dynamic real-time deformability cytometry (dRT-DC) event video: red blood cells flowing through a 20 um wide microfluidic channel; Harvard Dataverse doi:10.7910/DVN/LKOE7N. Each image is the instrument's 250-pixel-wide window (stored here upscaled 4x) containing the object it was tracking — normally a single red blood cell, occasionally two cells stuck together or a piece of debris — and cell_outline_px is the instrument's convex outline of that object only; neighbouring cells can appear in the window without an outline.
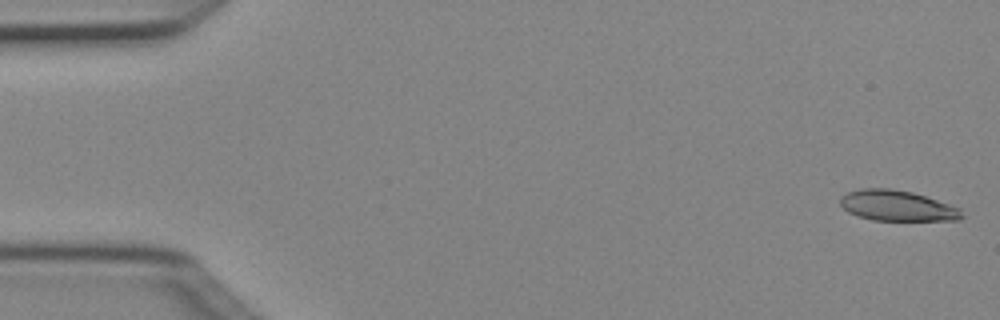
{"species": "Egyptian fruit bat (a non-hibernating species)", "species_latin": "Rousettus aegyptiacus", "temperature_condition": "cold", "stored_images_in_passage": 4, "camera_frame_rate_fps": 3000, "um_per_image_px": 0.085, "animal": {"sex": "female"}, "frame": {"image": 1, "passage_image": 1, "time_ms": 0.0, "image_size_px": [1000, 320], "cell_outline_px": [[964, 216], [960, 220], [872, 220], [848, 212], [840, 204], [840, 196], [848, 192], [860, 188], [892, 188], [912, 192], [960, 208]], "centroid_in_image_um": [76.24, 17.48], "position_along_channel_um": 8.8, "area_um2": 21.56}}
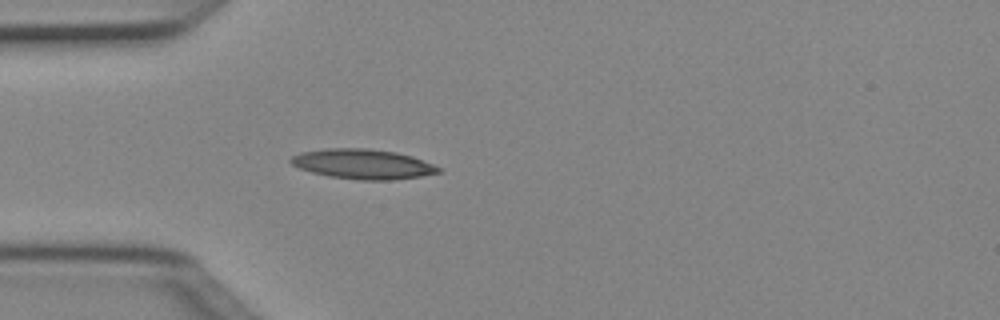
{"frame": {"image": 2, "passage_image": 4, "time_ms": 1.0, "image_size_px": [1000, 320], "cell_outline_px": [[440, 172], [420, 176], [392, 180], [360, 180], [328, 176], [312, 172], [300, 168], [292, 164], [288, 160], [292, 156], [300, 152], [328, 148], [364, 148], [396, 152], [412, 156], [432, 164], [440, 168]], "centroid_in_image_um": [30.81, 13.94], "position_along_channel_um": 54.2, "area_um2": 25.55}}